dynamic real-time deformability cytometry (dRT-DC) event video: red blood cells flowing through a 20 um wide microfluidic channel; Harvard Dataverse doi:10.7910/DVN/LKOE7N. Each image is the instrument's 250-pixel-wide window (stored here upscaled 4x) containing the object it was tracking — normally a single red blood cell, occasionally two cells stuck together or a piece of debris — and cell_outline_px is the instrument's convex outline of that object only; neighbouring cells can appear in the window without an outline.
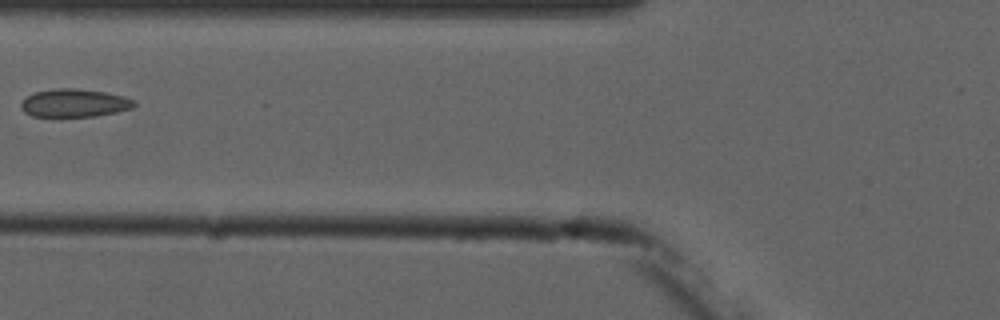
{"species": "common noctule bat (a hibernating species)", "species_latin": "Nyctalus noctula", "temperature_condition": "cold", "stored_images_in_passage": 4, "camera_frame_rate_fps": 3000, "um_per_image_px": 0.085, "animal": {"sex": "male", "forearm_length_mm": 52.5}, "frame": {"image": 1, "passage_image": 3, "time_ms": 2.333, "image_size_px": [1000, 320], "cell_outline_px": [[136, 104], [132, 108], [116, 112], [96, 116], [32, 116], [24, 112], [20, 104], [28, 96], [36, 92], [60, 88], [76, 88], [108, 92], [124, 96], [136, 100]], "centroid_in_image_um": [6.38, 8.75], "position_along_channel_um": 119.4, "area_um2": 18.44}}
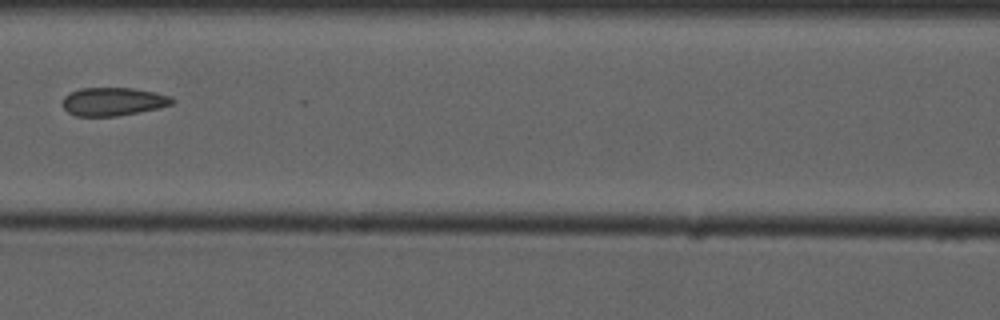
{"frame": {"image": 2, "passage_image": 4, "time_ms": 3.333, "image_size_px": [1000, 320], "cell_outline_px": [[176, 100], [172, 104], [160, 108], [116, 116], [76, 116], [68, 112], [60, 104], [64, 96], [80, 88], [132, 88], [172, 96]], "centroid_in_image_um": [9.61, 8.64], "position_along_channel_um": 157.0, "area_um2": 18.09}}